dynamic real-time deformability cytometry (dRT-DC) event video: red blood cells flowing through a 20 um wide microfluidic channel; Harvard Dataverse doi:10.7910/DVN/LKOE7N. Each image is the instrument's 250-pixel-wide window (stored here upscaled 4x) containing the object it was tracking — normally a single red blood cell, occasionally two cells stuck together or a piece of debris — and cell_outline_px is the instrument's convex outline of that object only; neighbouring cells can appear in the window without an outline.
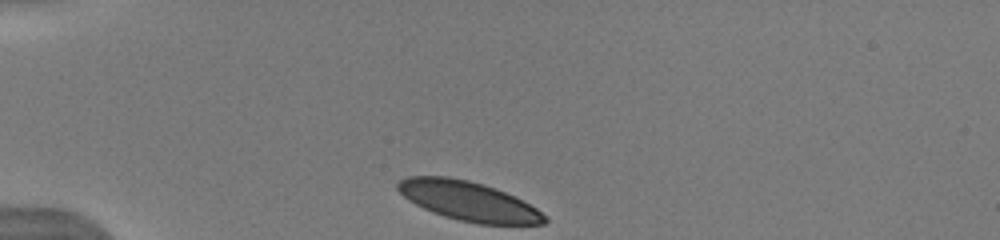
{"species": "human", "species_latin": "Homo sapiens", "temperature_condition": "warm", "stored_images_in_passage": 8, "camera_frame_rate_fps": 3000, "um_per_image_px": 0.085, "donor": {"sex": "male"}, "frame": {"image": 1, "passage_image": 1, "time_ms": 0.0, "image_size_px": [1000, 240], "cell_outline_px": [[548, 220], [544, 224], [480, 224], [460, 220], [444, 216], [424, 208], [408, 200], [396, 188], [396, 184], [400, 180], [408, 176], [448, 176], [468, 180], [484, 184], [496, 188], [516, 196], [536, 208], [548, 216]], "centroid_in_image_um": [39.85, 17.08], "position_along_channel_um": 45.2, "area_um2": 33.7}}